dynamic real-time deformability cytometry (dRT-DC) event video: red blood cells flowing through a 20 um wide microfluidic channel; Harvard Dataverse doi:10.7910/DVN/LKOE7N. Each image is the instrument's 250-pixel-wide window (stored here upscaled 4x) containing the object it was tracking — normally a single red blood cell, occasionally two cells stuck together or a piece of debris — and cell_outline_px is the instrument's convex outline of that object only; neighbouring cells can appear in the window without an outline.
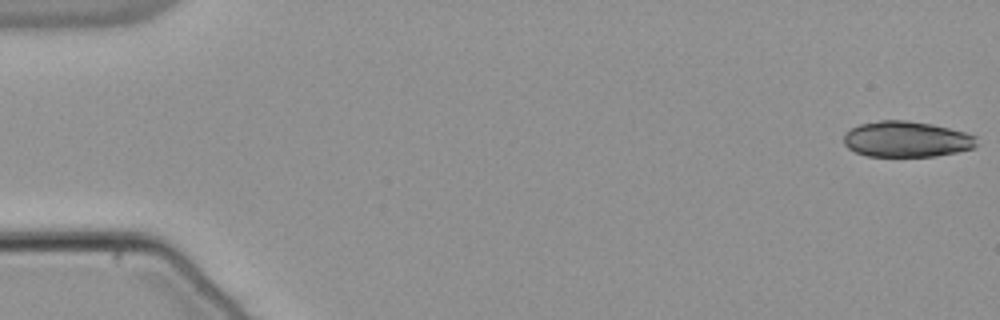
{"species": "common noctule bat (a hibernating species)", "species_latin": "Nyctalus noctula", "temperature_condition": "warm", "stored_images_in_passage": 53, "camera_frame_rate_fps": 3000, "um_per_image_px": 0.085, "animal": {"sex": "male", "body_mass_g": 21.5, "forearm_length_mm": 52.0}, "frame": {"image": 1, "passage_image": 1, "time_ms": 0.0, "image_size_px": [1000, 320], "cell_outline_px": [[976, 148], [936, 156], [868, 156], [856, 152], [848, 148], [844, 144], [844, 132], [860, 124], [880, 120], [904, 120], [932, 124], [964, 132], [976, 136]], "centroid_in_image_um": [77.04, 11.83], "position_along_channel_um": 8.0, "area_um2": 27.69}}